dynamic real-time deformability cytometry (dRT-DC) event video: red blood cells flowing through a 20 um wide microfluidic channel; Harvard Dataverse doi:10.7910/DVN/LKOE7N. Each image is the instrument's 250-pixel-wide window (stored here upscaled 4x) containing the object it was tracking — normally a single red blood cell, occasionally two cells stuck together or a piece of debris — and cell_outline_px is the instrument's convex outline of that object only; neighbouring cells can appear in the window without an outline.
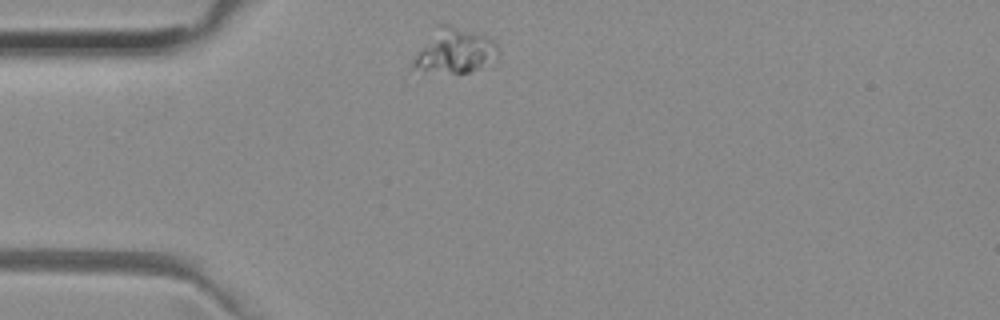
{"species": "common noctule bat (a hibernating species)", "species_latin": "Nyctalus noctula", "temperature_condition": "room temperature", "stored_images_in_passage": 31, "camera_frame_rate_fps": 3000, "um_per_image_px": 0.085, "animal": {"sex": "female", "body_mass_g": 29.2, "forearm_length_mm": 56.3}, "frame": {"image": 1, "passage_image": 1, "time_ms": 0.0, "image_size_px": [1000, 320], "cell_outline_px": [[500, 52], [496, 64], [460, 76], [408, 68], [416, 52], [440, 24], [448, 24], [476, 32], [488, 36], [500, 48]], "centroid_in_image_um": [38.72, 4.4], "position_along_channel_um": 46.3, "area_um2": 23.24}}
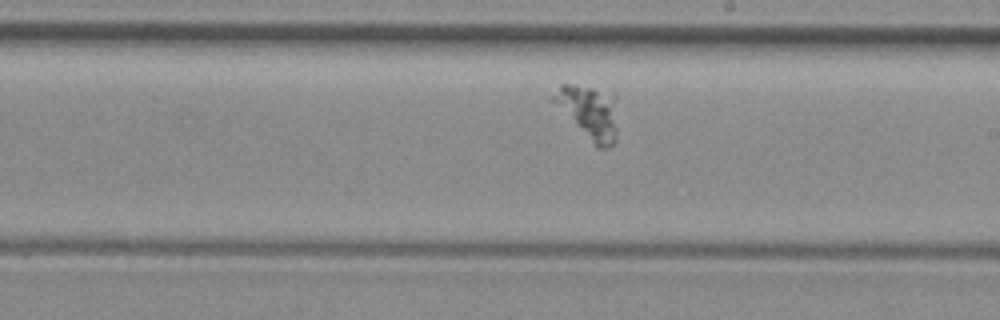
{"frame": {"image": 2, "passage_image": 18, "time_ms": 5.667, "image_size_px": [1000, 320], "cell_outline_px": [[616, 140], [608, 148], [596, 148], [548, 100], [548, 96], [560, 84], [576, 84], [612, 92], [616, 96]], "centroid_in_image_um": [50.0, 9.51], "position_along_channel_um": 239.0, "area_um2": 21.04}}
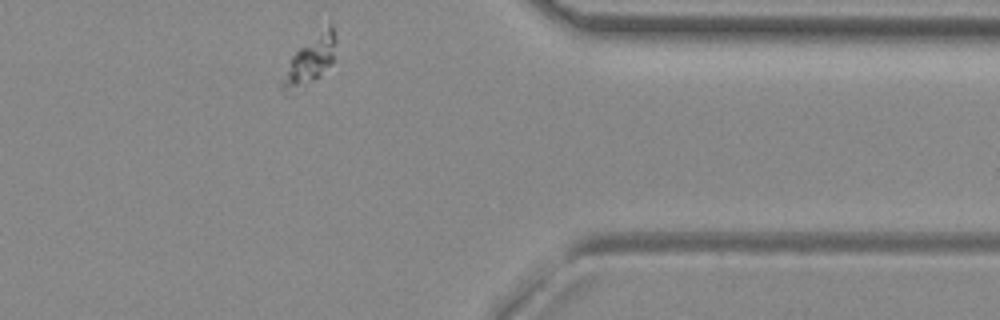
{"frame": {"image": 3, "passage_image": 31, "time_ms": 10.0, "image_size_px": [1000, 320], "cell_outline_px": [[336, 44], [332, 64], [316, 80], [288, 96], [284, 96], [276, 84], [292, 56], [328, 20], [332, 20], [336, 36]], "centroid_in_image_um": [26.3, 5.16], "position_along_channel_um": 385.1, "area_um2": 16.3}}